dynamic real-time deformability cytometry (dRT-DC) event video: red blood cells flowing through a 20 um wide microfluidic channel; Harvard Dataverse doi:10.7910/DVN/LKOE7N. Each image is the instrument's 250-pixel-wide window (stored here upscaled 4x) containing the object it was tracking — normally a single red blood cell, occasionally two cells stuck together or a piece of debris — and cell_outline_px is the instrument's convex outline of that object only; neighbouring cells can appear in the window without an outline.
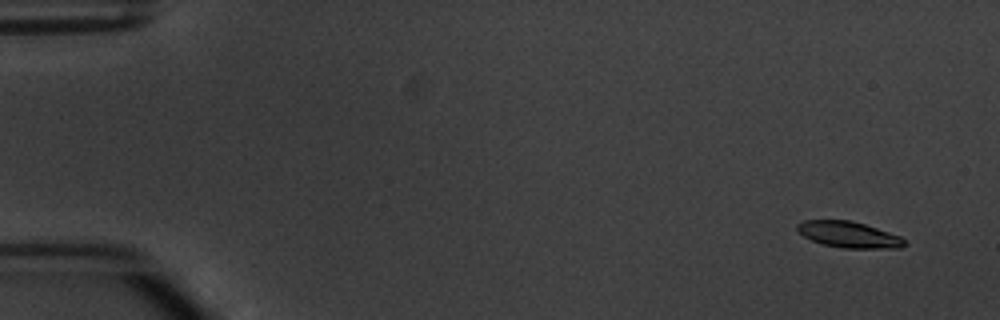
{"species": "common noctule bat (a hibernating species)", "species_latin": "Nyctalus noctula", "temperature_condition": "warm", "stored_images_in_passage": 5, "camera_frame_rate_fps": 3000, "um_per_image_px": 0.085, "animal": {"sex": "male", "body_mass_g": 20.1, "forearm_length_mm": 53.5}, "frame": {"image": 1, "passage_image": 1, "time_ms": 0.0, "image_size_px": [1000, 320], "cell_outline_px": [[908, 244], [900, 248], [844, 248], [824, 244], [812, 240], [804, 236], [796, 228], [796, 224], [804, 220], [852, 220], [900, 236]], "centroid_in_image_um": [72.15, 19.94], "position_along_channel_um": 12.8, "area_um2": 16.18}}
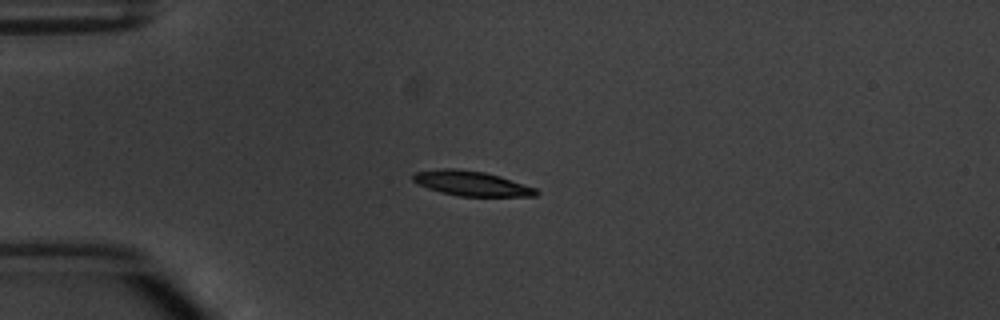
{"frame": {"image": 2, "passage_image": 4, "time_ms": 3.667, "image_size_px": [1000, 320], "cell_outline_px": [[540, 192], [536, 196], [460, 196], [440, 192], [416, 184], [412, 180], [412, 172], [440, 168], [456, 168], [484, 172], [500, 176], [536, 188]], "centroid_in_image_um": [40.03, 15.58], "position_along_channel_um": 45.0, "area_um2": 17.98}}